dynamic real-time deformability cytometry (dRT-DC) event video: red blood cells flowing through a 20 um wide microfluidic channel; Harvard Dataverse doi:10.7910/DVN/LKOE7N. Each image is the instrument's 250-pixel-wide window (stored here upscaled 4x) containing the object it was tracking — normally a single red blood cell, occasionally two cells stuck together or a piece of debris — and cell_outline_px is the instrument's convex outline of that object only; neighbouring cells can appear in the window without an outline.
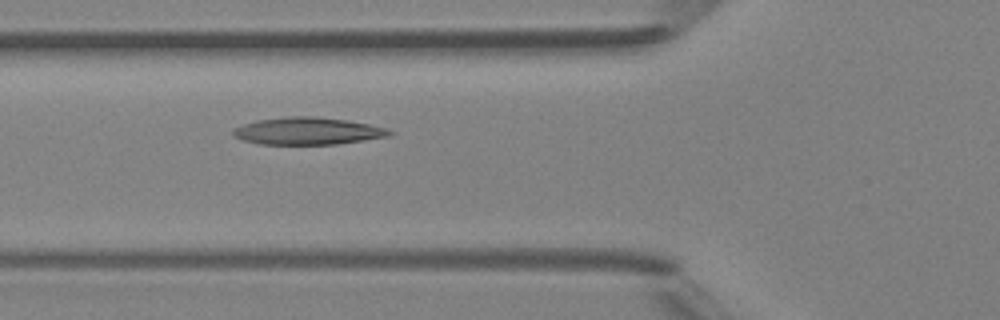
{"species": "Egyptian fruit bat (a non-hibernating species)", "species_latin": "Rousettus aegyptiacus", "temperature_condition": "room temperature", "stored_images_in_passage": 4, "camera_frame_rate_fps": 3000, "um_per_image_px": 0.085, "animal": {"sex": "female"}, "frame": {"image": 1, "passage_image": 4, "time_ms": 4.333, "image_size_px": [1000, 320], "cell_outline_px": [[396, 132], [388, 136], [364, 140], [336, 144], [260, 144], [244, 140], [232, 136], [232, 128], [256, 120], [288, 116], [312, 116], [348, 120], [368, 124], [384, 128]], "centroid_in_image_um": [26.12, 11.13], "position_along_channel_um": 99.7, "area_um2": 24.8}}